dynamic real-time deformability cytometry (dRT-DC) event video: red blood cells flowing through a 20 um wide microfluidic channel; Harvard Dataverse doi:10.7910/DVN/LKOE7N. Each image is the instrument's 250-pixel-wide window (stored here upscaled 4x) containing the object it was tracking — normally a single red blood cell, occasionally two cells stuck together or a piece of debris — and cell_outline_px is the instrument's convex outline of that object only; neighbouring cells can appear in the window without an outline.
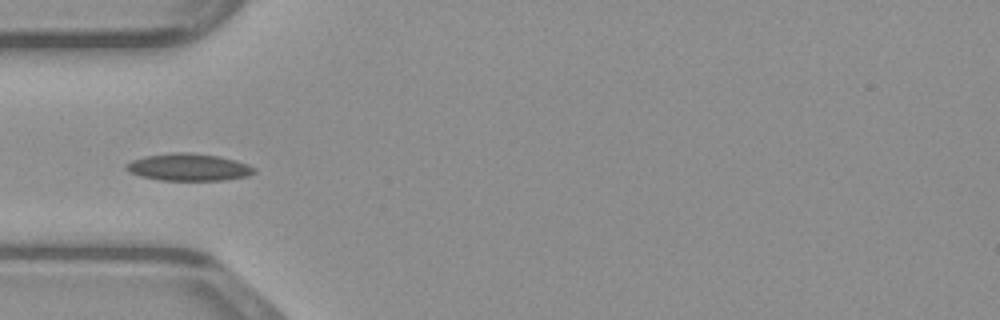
{"species": "common noctule bat (a hibernating species)", "species_latin": "Nyctalus noctula", "temperature_condition": "warm", "stored_images_in_passage": 12, "camera_frame_rate_fps": 3000, "um_per_image_px": 0.085, "animal": {"sex": "male", "body_mass_g": 23.1, "forearm_length_mm": 52.7}, "frame": {"image": 1, "passage_image": 3, "time_ms": 0.667, "image_size_px": [1000, 320], "cell_outline_px": [[256, 172], [248, 176], [224, 180], [160, 180], [140, 176], [128, 172], [124, 168], [124, 164], [132, 160], [144, 156], [172, 152], [192, 152], [220, 156], [236, 160], [248, 164], [256, 168]], "centroid_in_image_um": [16.02, 14.2], "position_along_channel_um": 69.0, "area_um2": 20.63}}
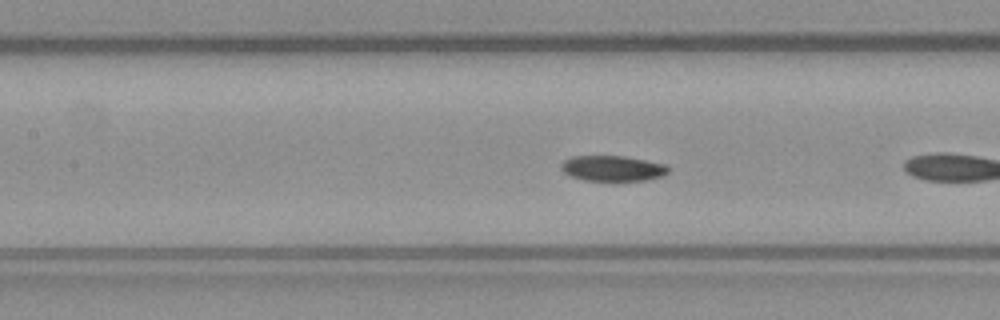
{"frame": {"image": 2, "passage_image": 7, "time_ms": 2.0, "image_size_px": [1000, 320], "cell_outline_px": [[668, 172], [660, 176], [644, 180], [612, 184], [584, 180], [572, 176], [564, 172], [560, 168], [560, 164], [564, 160], [572, 156], [624, 156], [664, 164], [668, 168]], "centroid_in_image_um": [52.02, 14.36], "position_along_channel_um": 155.4, "area_um2": 16.47}}
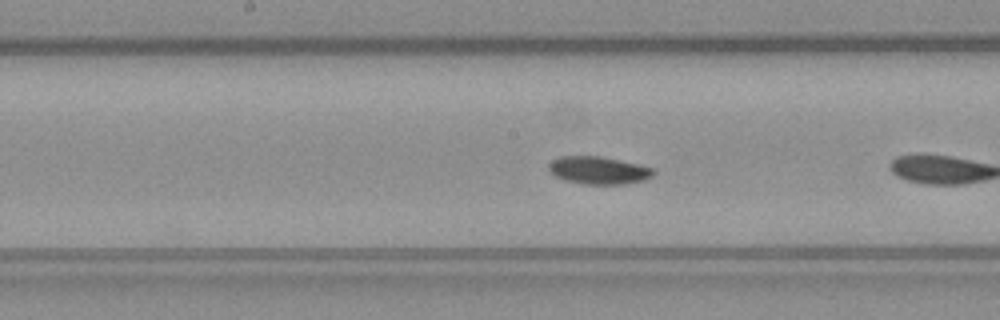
{"frame": {"image": 3, "passage_image": 10, "time_ms": 3.0, "image_size_px": [1000, 320], "cell_outline_px": [[656, 172], [652, 176], [644, 180], [624, 184], [584, 184], [564, 180], [556, 176], [548, 168], [548, 164], [552, 160], [560, 156], [600, 156], [620, 160], [652, 168]], "centroid_in_image_um": [50.86, 14.47], "position_along_channel_um": 197.3, "area_um2": 16.76}}